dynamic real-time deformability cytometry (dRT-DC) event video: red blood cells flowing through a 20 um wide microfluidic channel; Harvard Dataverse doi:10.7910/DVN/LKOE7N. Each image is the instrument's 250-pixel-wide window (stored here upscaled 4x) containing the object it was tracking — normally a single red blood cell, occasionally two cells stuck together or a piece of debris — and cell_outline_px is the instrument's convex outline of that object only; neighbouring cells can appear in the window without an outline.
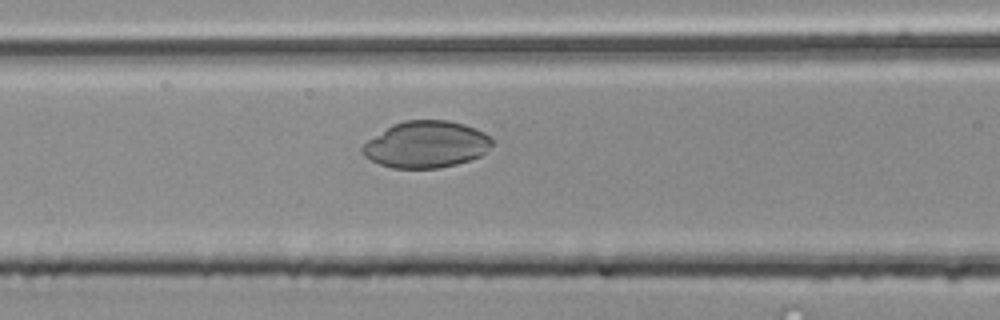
{"species": "common noctule bat (a hibernating species)", "species_latin": "Nyctalus noctula", "temperature_condition": "room temperature", "stored_images_in_passage": 6, "camera_frame_rate_fps": 3000, "um_per_image_px": 0.085, "animal": {"sex": "male", "body_mass_g": 20.4}, "frame": {"image": 1, "passage_image": 6, "time_ms": 1.667, "image_size_px": [1000, 320], "cell_outline_px": [[492, 144], [480, 156], [456, 164], [436, 168], [392, 168], [380, 164], [364, 156], [360, 152], [360, 148], [368, 140], [392, 124], [404, 120], [448, 120], [464, 124], [476, 128], [484, 132], [492, 140]], "centroid_in_image_um": [36.2, 12.27], "position_along_channel_um": 130.4, "area_um2": 35.14}}